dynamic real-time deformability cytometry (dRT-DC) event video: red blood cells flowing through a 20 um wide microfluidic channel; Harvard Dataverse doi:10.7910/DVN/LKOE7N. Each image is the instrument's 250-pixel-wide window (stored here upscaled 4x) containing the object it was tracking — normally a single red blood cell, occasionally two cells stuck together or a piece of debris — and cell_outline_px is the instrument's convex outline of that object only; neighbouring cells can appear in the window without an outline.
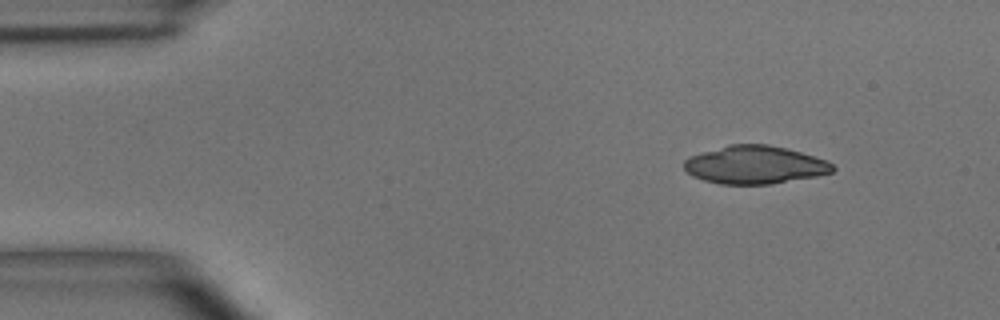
{"species": "common noctule bat (a hibernating species)", "species_latin": "Nyctalus noctula", "temperature_condition": "room temperature", "stored_images_in_passage": 3, "camera_frame_rate_fps": 3000, "um_per_image_px": 0.085, "animal": {"sex": "male", "body_mass_g": 15.6}, "frame": {"image": 1, "passage_image": 1, "time_ms": 0.0, "image_size_px": [1000, 320], "cell_outline_px": [[836, 168], [832, 172], [816, 176], [772, 184], [720, 184], [704, 180], [692, 176], [684, 168], [684, 160], [688, 156], [728, 144], [768, 144], [800, 152], [824, 160], [832, 164]], "centroid_in_image_um": [64.12, 14.01], "position_along_channel_um": 20.9, "area_um2": 32.83}}